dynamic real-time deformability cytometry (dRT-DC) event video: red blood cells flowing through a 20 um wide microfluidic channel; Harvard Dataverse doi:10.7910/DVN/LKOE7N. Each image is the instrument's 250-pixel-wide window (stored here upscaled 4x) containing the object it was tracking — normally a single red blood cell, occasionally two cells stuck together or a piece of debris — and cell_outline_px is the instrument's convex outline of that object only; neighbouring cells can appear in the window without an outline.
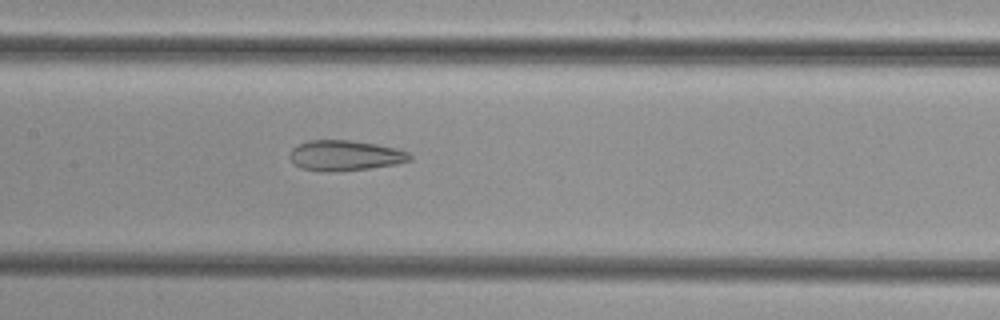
{"species": "common noctule bat (a hibernating species)", "species_latin": "Nyctalus noctula", "temperature_condition": "cold", "stored_images_in_passage": 35, "camera_frame_rate_fps": 3000, "um_per_image_px": 0.085, "animal": {"sex": "female", "body_mass_g": 29.2, "forearm_length_mm": 56.3}, "frame": {"image": 1, "passage_image": 15, "time_ms": 4.667, "image_size_px": [1000, 320], "cell_outline_px": [[412, 160], [396, 164], [368, 168], [328, 172], [324, 172], [300, 168], [292, 160], [292, 148], [308, 140], [352, 140], [376, 144], [396, 148], [408, 152], [412, 156]], "centroid_in_image_um": [29.37, 13.21], "position_along_channel_um": 178.0, "area_um2": 21.04}}
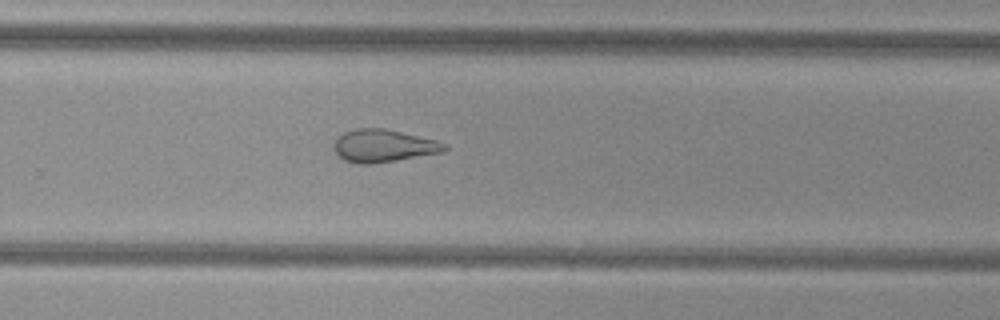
{"frame": {"image": 2, "passage_image": 24, "time_ms": 7.667, "image_size_px": [1000, 320], "cell_outline_px": [[448, 148], [444, 152], [396, 160], [368, 164], [360, 164], [344, 160], [332, 148], [336, 140], [344, 132], [356, 128], [384, 128], [436, 140], [448, 144]], "centroid_in_image_um": [32.62, 12.39], "position_along_channel_um": 297.2, "area_um2": 20.92}}
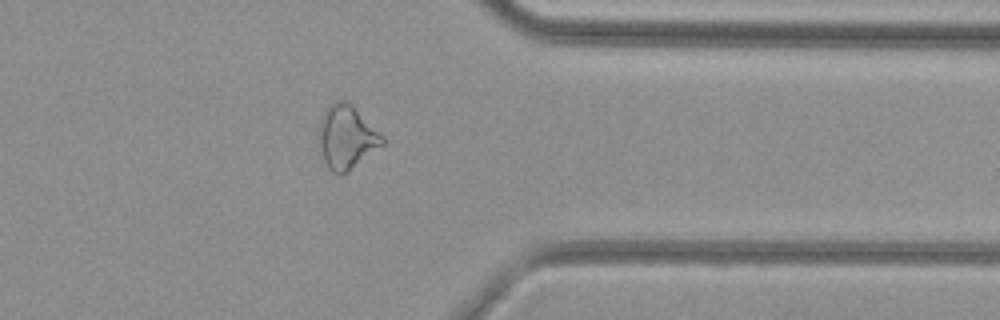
{"frame": {"image": 3, "passage_image": 31, "time_ms": 10.0, "image_size_px": [1000, 320], "cell_outline_px": [[384, 144], [348, 172], [340, 176], [332, 172], [328, 168], [324, 160], [320, 148], [320, 120], [324, 112], [332, 100], [344, 100], [352, 104], [384, 136]], "centroid_in_image_um": [29.48, 11.66], "position_along_channel_um": 381.9, "area_um2": 23.52}}